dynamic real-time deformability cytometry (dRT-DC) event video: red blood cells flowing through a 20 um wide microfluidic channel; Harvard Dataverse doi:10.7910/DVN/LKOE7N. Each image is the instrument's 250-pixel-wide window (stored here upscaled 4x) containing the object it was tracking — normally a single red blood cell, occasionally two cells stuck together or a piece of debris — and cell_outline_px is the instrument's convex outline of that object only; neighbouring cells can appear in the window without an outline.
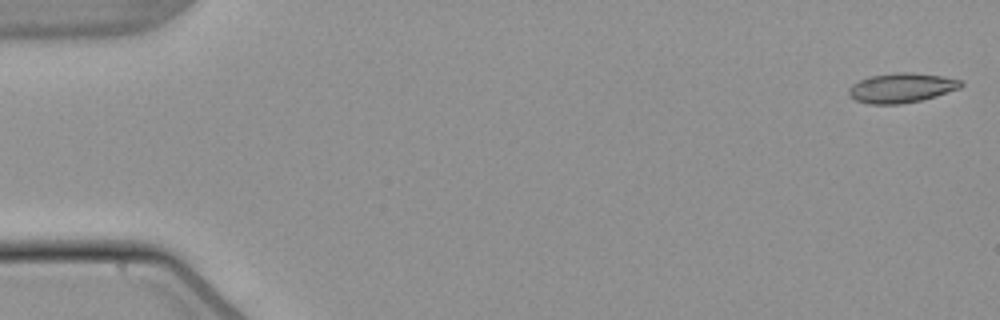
{"species": "common noctule bat (a hibernating species)", "species_latin": "Nyctalus noctula", "temperature_condition": "warm", "stored_images_in_passage": 49, "camera_frame_rate_fps": 3000, "um_per_image_px": 0.085, "animal": {"sex": "male", "body_mass_g": 21.5, "forearm_length_mm": 52.0}, "frame": {"image": 1, "passage_image": 1, "time_ms": 0.0, "image_size_px": [1000, 320], "cell_outline_px": [[964, 84], [960, 88], [936, 96], [920, 100], [900, 104], [868, 104], [856, 100], [848, 96], [848, 88], [852, 84], [868, 76], [896, 72], [912, 72], [940, 76], [964, 80]], "centroid_in_image_um": [76.61, 7.46], "position_along_channel_um": 8.4, "area_um2": 19.54}}
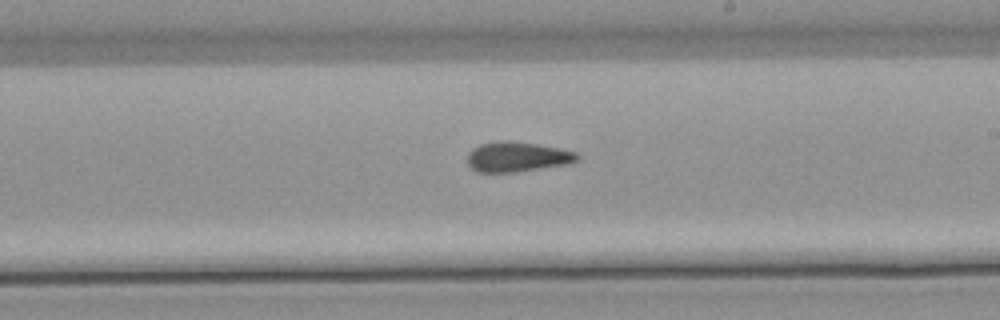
{"frame": {"image": 2, "passage_image": 31, "time_ms": 10.0, "image_size_px": [1000, 320], "cell_outline_px": [[580, 160], [572, 164], [516, 172], [476, 172], [468, 164], [468, 152], [472, 148], [480, 144], [504, 140], [536, 144], [560, 148], [576, 152], [580, 156]], "centroid_in_image_um": [44.01, 13.34], "position_along_channel_um": 245.0, "area_um2": 19.42}}
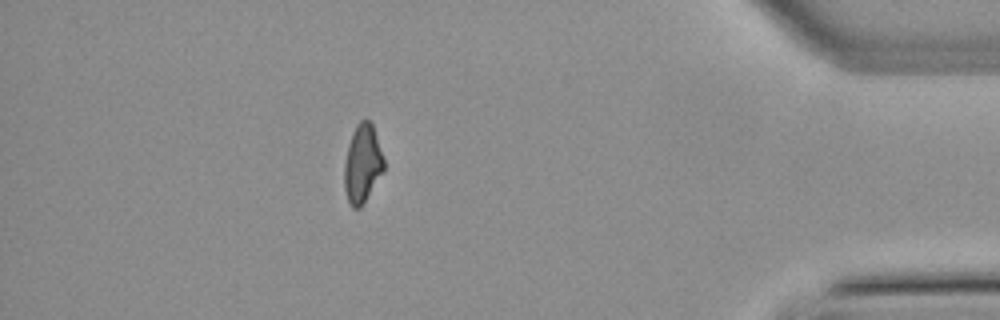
{"frame": {"image": 3, "passage_image": 47, "time_ms": 15.333, "image_size_px": [1000, 320], "cell_outline_px": [[384, 172], [364, 204], [360, 208], [352, 208], [348, 200], [344, 188], [344, 160], [348, 144], [352, 132], [356, 124], [360, 120], [368, 120], [372, 124], [384, 160]], "centroid_in_image_um": [30.8, 13.95], "position_along_channel_um": 404.4, "area_um2": 18.26}, "authors_computed_cell_mechanics": {"area_um2": 19.3052, "velocity_mm_per_s": 3.8393, "shape_relaxation_time_tau1_ms": null, "shape_relaxation_time_tau2_ms": 3.5932, "deformation_change_tau1": null, "deformation_change_tau2": 0.1049}}